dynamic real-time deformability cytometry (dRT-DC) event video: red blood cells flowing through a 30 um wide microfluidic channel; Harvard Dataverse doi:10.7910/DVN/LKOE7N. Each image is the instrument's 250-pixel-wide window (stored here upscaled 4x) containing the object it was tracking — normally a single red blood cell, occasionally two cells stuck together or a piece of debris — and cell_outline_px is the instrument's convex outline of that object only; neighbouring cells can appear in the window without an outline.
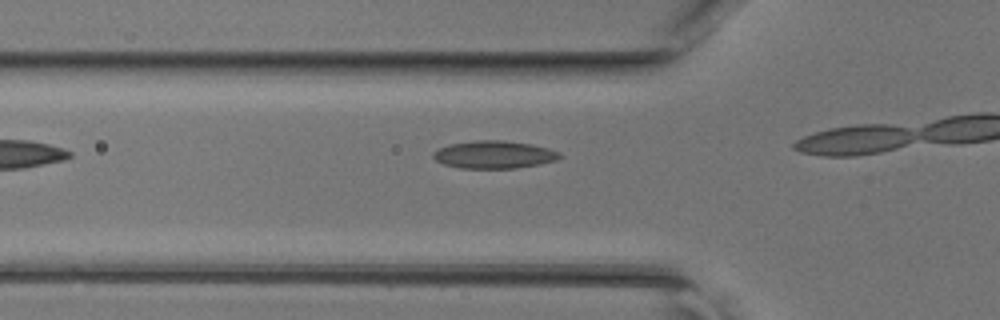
{"species": "common noctule bat (a hibernating species)", "species_latin": "Nyctalus noctula", "temperature_condition": "room temperature", "stored_images_in_passage": 4, "camera_frame_rate_fps": 3000, "um_per_image_px": 0.085, "animal": {"sex": "female", "body_mass_g": 17.0, "forearm_length_mm": 48.0}, "frame": {"image": 1, "passage_image": 2, "time_ms": 0.333, "image_size_px": [1000, 320], "cell_outline_px": [[564, 156], [556, 160], [540, 164], [516, 168], [460, 168], [444, 164], [436, 160], [432, 156], [432, 152], [448, 144], [476, 140], [504, 140], [532, 144], [548, 148], [560, 152]], "centroid_in_image_um": [42.01, 13.14], "position_along_channel_um": 83.8, "area_um2": 20.52}}